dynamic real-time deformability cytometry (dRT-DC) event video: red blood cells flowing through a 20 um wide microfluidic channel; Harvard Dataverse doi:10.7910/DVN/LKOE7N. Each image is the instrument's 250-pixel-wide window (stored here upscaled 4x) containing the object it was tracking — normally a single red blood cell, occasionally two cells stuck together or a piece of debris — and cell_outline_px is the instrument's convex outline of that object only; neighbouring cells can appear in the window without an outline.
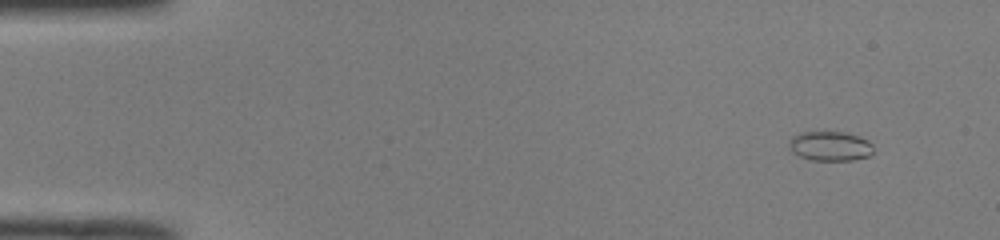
{"species": "common noctule bat (a hibernating species)", "species_latin": "Nyctalus noctula", "temperature_condition": "room temperature", "stored_images_in_passage": 50, "camera_frame_rate_fps": 3000, "um_per_image_px": 0.085, "animal": {"sex": "male", "body_mass_g": 19.0, "forearm_length_mm": 50.8}, "frame": {"image": 1, "passage_image": 4, "time_ms": 1.0, "image_size_px": [1000, 240], "cell_outline_px": [[872, 152], [868, 156], [852, 160], [812, 160], [800, 156], [792, 152], [788, 144], [788, 140], [792, 136], [800, 132], [844, 132], [860, 136], [868, 140], [872, 144]], "centroid_in_image_um": [70.54, 12.41], "position_along_channel_um": 14.5, "area_um2": 14.57}}
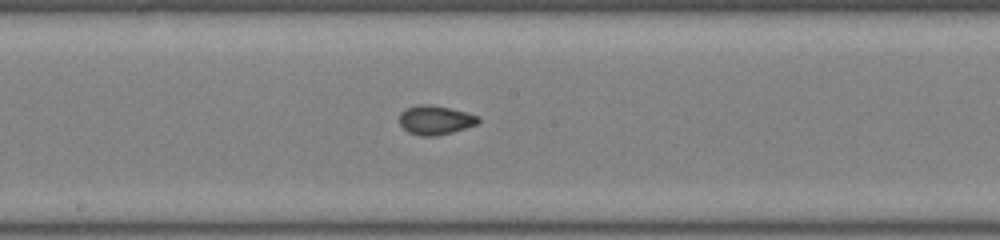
{"frame": {"image": 2, "passage_image": 27, "time_ms": 8.667, "image_size_px": [1000, 240], "cell_outline_px": [[480, 120], [476, 124], [452, 132], [436, 136], [420, 136], [408, 132], [400, 124], [400, 112], [404, 108], [416, 104], [428, 104], [448, 108], [480, 116]], "centroid_in_image_um": [36.96, 10.2], "position_along_channel_um": 211.2, "area_um2": 13.35}}
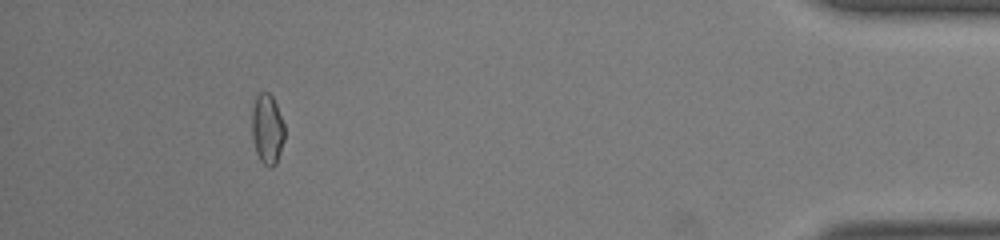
{"frame": {"image": 3, "passage_image": 46, "time_ms": 15.0, "image_size_px": [1000, 240], "cell_outline_px": [[284, 140], [276, 164], [272, 168], [268, 168], [260, 160], [256, 152], [252, 136], [252, 108], [256, 96], [260, 92], [268, 92], [272, 96], [276, 104], [284, 124]], "centroid_in_image_um": [22.71, 10.98], "position_along_channel_um": 412.5, "area_um2": 13.41}, "authors_computed_cell_mechanics": {"area_um2": 13.3518, "velocity_mm_per_s": 4.1033, "shape_relaxation_time_tau1_ms": 3.7162, "shape_relaxation_time_tau2_ms": 1.3041, "deformation_change_tau1": 0.1129, "deformation_change_tau2": 0.0534}}